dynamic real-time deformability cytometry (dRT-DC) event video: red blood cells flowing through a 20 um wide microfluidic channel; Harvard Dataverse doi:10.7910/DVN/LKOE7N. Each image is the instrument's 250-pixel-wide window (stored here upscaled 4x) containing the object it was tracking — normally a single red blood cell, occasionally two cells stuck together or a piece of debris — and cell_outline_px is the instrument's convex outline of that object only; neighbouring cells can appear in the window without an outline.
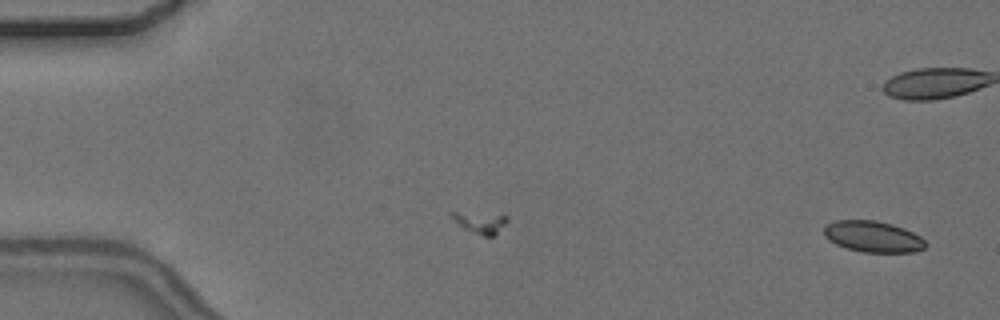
{"species": "common noctule bat (a hibernating species)", "species_latin": "Nyctalus noctula", "temperature_condition": "cold", "stored_images_in_passage": 2, "camera_frame_rate_fps": 3000, "um_per_image_px": 0.085, "animal": {"sex": "female", "body_mass_g": 24.6, "forearm_length_mm": 56.2}, "frame": {"image": 1, "passage_image": 2, "time_ms": 1.0, "image_size_px": [1000, 320], "cell_outline_px": [[928, 244], [924, 248], [916, 252], [864, 252], [848, 248], [836, 244], [828, 240], [824, 236], [824, 228], [828, 224], [836, 220], [876, 220], [892, 224], [904, 228], [920, 236]], "centroid_in_image_um": [74.22, 20.11], "position_along_channel_um": 10.8, "area_um2": 18.44}}